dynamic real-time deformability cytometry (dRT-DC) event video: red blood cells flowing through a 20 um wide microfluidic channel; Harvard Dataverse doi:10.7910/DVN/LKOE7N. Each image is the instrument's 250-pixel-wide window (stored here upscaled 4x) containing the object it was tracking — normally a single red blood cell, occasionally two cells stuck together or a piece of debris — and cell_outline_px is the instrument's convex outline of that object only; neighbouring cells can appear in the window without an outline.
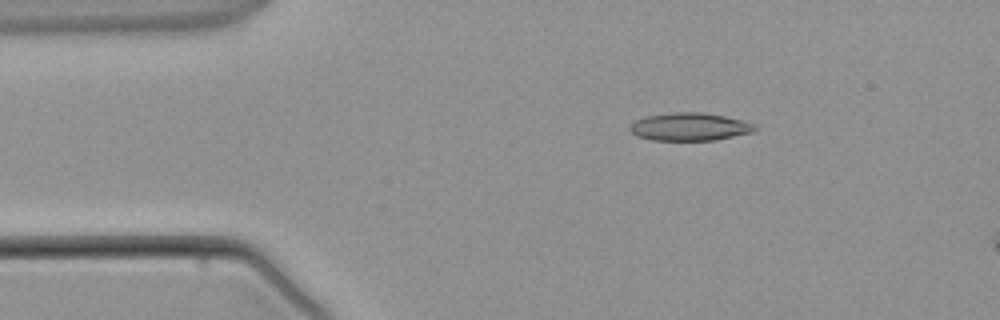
{"species": "common noctule bat (a hibernating species)", "species_latin": "Nyctalus noctula", "temperature_condition": "warm", "stored_images_in_passage": 4, "camera_frame_rate_fps": 3000, "um_per_image_px": 0.085, "animal": {"sex": "male", "body_mass_g": 21.5, "forearm_length_mm": 52.0}, "frame": {"image": 1, "passage_image": 2, "time_ms": 1.333, "image_size_px": [1000, 320], "cell_outline_px": [[760, 128], [756, 132], [716, 140], [652, 140], [636, 136], [628, 128], [636, 120], [648, 116], [672, 112], [704, 112], [744, 120], [760, 124]], "centroid_in_image_um": [58.74, 10.77], "position_along_channel_um": 26.3, "area_um2": 20.69}}